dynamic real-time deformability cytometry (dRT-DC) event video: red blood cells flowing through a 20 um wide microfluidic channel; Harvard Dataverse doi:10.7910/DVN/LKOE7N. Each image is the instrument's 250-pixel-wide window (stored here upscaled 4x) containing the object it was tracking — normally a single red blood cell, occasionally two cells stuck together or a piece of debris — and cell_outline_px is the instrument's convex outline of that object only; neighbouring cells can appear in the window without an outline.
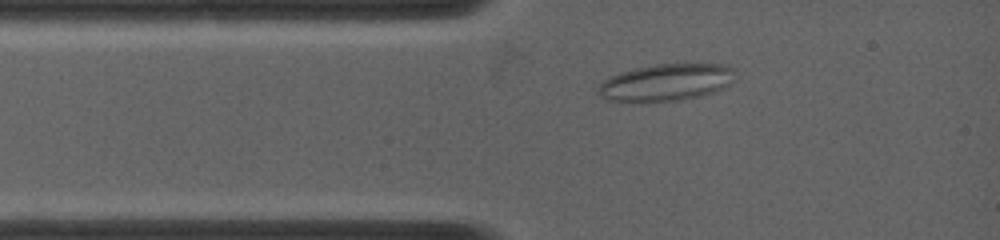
{"species": "common noctule bat (a hibernating species)", "species_latin": "Nyctalus noctula", "temperature_condition": "warm", "stored_images_in_passage": 4, "camera_frame_rate_fps": 5000, "um_per_image_px": 0.085, "animal": {"sex": "female", "body_mass_g": 19.0, "forearm_length_mm": 53.3}, "frame": {"image": 1, "passage_image": 4, "time_ms": 0.6, "image_size_px": [1000, 240], "cell_outline_px": [[732, 72], [728, 84], [712, 92], [700, 96], [680, 100], [608, 100], [600, 96], [596, 92], [600, 84], [604, 80], [620, 72], [636, 68], [656, 64], [724, 64], [732, 68]], "centroid_in_image_um": [56.57, 6.98], "position_along_channel_um": 28.4, "area_um2": 28.55}}